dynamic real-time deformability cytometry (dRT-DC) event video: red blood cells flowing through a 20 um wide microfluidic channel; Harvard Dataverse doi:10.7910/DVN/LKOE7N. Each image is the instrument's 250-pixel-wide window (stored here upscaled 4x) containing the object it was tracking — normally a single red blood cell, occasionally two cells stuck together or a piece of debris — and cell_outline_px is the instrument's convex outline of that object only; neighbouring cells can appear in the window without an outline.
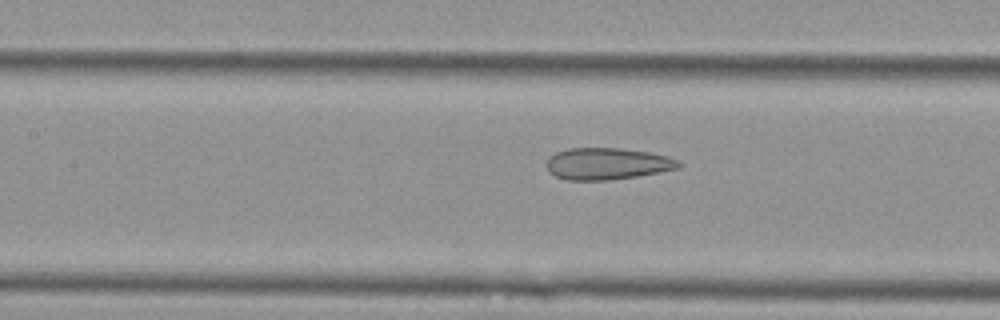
{"species": "Egyptian fruit bat (a non-hibernating species)", "species_latin": "Rousettus aegyptiacus", "temperature_condition": "cold", "stored_images_in_passage": 26, "camera_frame_rate_fps": 3000, "um_per_image_px": 0.085, "animal": {"sex": "female"}, "frame": {"image": 1, "passage_image": 25, "time_ms": 8.0, "image_size_px": [1000, 320], "cell_outline_px": [[684, 164], [680, 168], [636, 176], [608, 180], [568, 180], [556, 176], [548, 172], [544, 164], [548, 156], [556, 152], [568, 148], [620, 148], [648, 152], [668, 156], [680, 160]], "centroid_in_image_um": [51.59, 13.91], "position_along_channel_um": 155.8, "area_um2": 24.74}}